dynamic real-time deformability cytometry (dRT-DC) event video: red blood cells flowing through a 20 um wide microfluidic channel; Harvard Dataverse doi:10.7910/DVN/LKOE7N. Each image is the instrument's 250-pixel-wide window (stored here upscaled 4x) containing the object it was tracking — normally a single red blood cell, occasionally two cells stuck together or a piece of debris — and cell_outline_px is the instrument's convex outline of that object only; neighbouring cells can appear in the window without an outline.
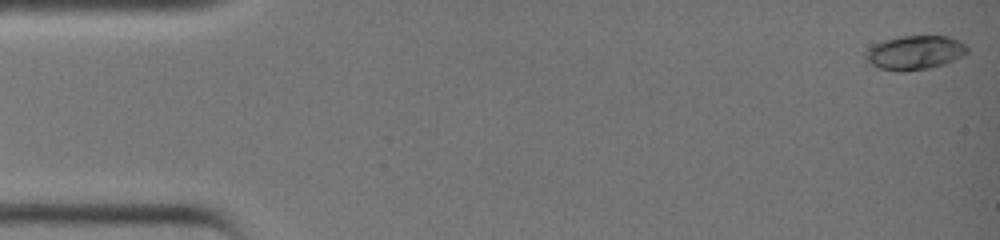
{"species": "common noctule bat (a hibernating species)", "species_latin": "Nyctalus noctula", "temperature_condition": "warm", "stored_images_in_passage": 39, "camera_frame_rate_fps": 3000, "um_per_image_px": 0.085, "animal": {"sex": "female", "body_mass_g": 19.0, "forearm_length_mm": 51.5}, "frame": {"image": 1, "passage_image": 1, "time_ms": 0.0, "image_size_px": [1000, 240], "cell_outline_px": [[968, 52], [964, 56], [944, 64], [928, 68], [904, 72], [900, 72], [880, 68], [864, 60], [864, 52], [872, 44], [884, 40], [900, 36], [948, 36], [968, 44]], "centroid_in_image_um": [77.75, 4.47], "position_along_channel_um": 7.2, "area_um2": 20.52}}
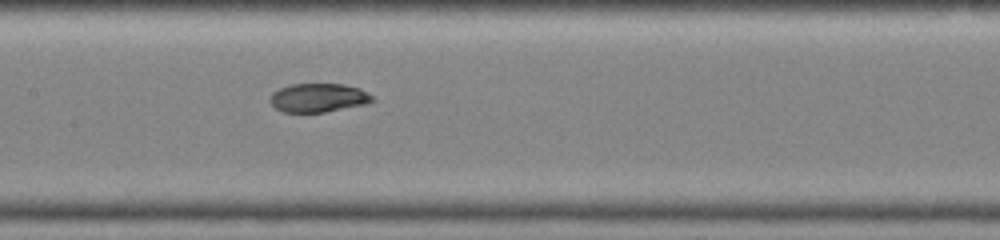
{"frame": {"image": 2, "passage_image": 20, "time_ms": 6.333, "image_size_px": [1000, 240], "cell_outline_px": [[376, 100], [368, 104], [324, 112], [284, 112], [276, 108], [268, 100], [272, 92], [288, 84], [344, 84], [360, 88], [372, 96]], "centroid_in_image_um": [27.07, 8.3], "position_along_channel_um": 180.3, "area_um2": 17.28}}
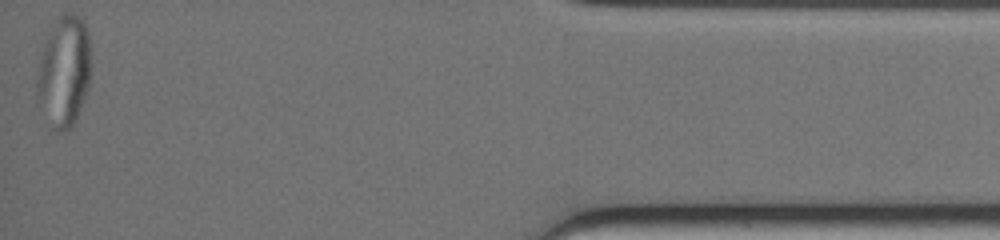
{"frame": {"image": 3, "passage_image": 39, "time_ms": 12.667, "image_size_px": [1000, 240], "cell_outline_px": [[92, 72], [88, 88], [76, 116], [72, 124], [68, 128], [60, 132], [56, 132], [52, 128], [40, 100], [36, 88], [36, 80], [44, 40], [52, 20], [64, 12], [72, 12], [84, 20], [88, 28], [92, 56]], "centroid_in_image_um": [5.49, 5.93], "position_along_channel_um": 429.7, "area_um2": 35.37}}